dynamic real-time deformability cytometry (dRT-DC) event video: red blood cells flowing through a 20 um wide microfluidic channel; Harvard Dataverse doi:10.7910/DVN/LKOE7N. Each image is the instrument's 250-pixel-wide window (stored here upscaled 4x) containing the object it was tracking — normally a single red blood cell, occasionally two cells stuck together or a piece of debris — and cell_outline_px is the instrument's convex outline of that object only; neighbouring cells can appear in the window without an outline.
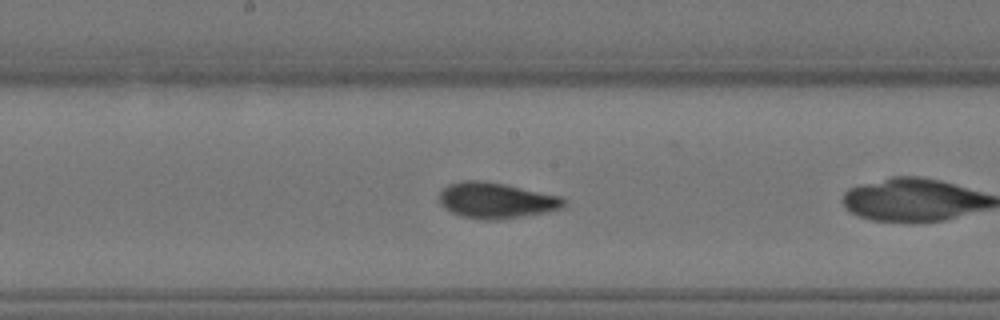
{"species": "Egyptian fruit bat (a non-hibernating species)", "species_latin": "Rousettus aegyptiacus", "temperature_condition": "warm", "stored_images_in_passage": 30, "camera_frame_rate_fps": 3000, "um_per_image_px": 0.085, "animal": {"sex": "female"}, "frame": {"image": 1, "passage_image": 9, "time_ms": 2.667, "image_size_px": [1000, 320], "cell_outline_px": [[568, 204], [564, 208], [544, 212], [496, 220], [488, 220], [460, 216], [452, 212], [440, 204], [440, 192], [448, 184], [464, 180], [484, 180], [564, 196], [568, 200]], "centroid_in_image_um": [42.23, 17.02], "position_along_channel_um": 206.0, "area_um2": 26.13}, "authors_computed_cell_mechanics": {"area_um2": 25.721, "velocity_mm_per_s": 3.6677, "shape_relaxation_time_tau1_ms": 2.5937, "shape_relaxation_time_tau2_ms": 0.7614, "deformation_change_tau1": 0.1668, "deformation_change_tau2": 0.0728}}